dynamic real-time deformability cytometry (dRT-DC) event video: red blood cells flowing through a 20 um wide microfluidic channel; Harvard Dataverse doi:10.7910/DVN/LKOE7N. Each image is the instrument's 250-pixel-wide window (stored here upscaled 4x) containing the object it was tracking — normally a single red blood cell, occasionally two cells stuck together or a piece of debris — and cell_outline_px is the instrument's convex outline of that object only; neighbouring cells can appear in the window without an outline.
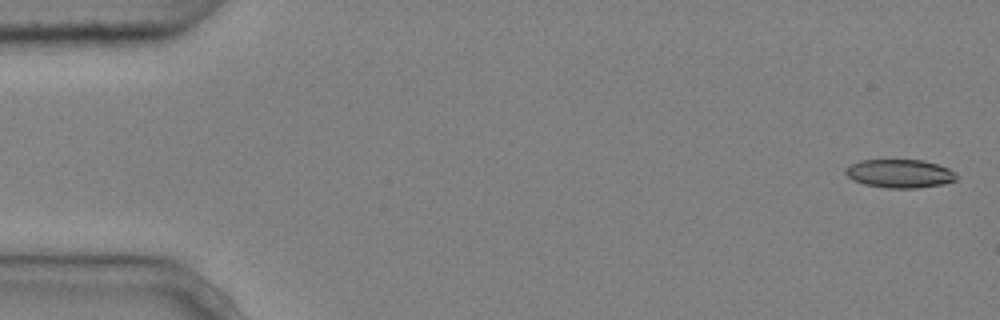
{"species": "common noctule bat (a hibernating species)", "species_latin": "Nyctalus noctula", "temperature_condition": "cold", "stored_images_in_passage": 8, "camera_frame_rate_fps": 3000, "um_per_image_px": 0.085, "animal": {"sex": "male", "body_mass_g": 20.4}, "frame": {"image": 1, "passage_image": 1, "time_ms": 0.0, "image_size_px": [1000, 320], "cell_outline_px": [[960, 176], [956, 180], [944, 184], [916, 188], [888, 188], [864, 184], [852, 180], [844, 172], [844, 168], [860, 160], [924, 160], [948, 168], [956, 172]], "centroid_in_image_um": [76.5, 14.75], "position_along_channel_um": 8.5, "area_um2": 18.55}}
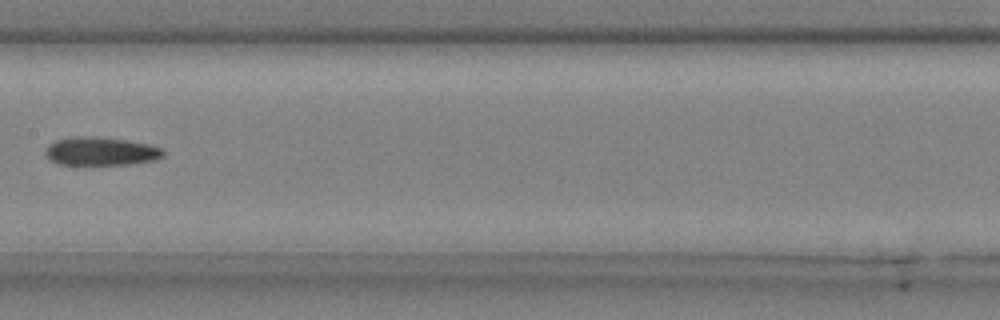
{"frame": {"image": 2, "passage_image": 7, "time_ms": 2.0, "image_size_px": [1000, 320], "cell_outline_px": [[164, 156], [156, 160], [132, 164], [56, 164], [44, 152], [48, 144], [56, 140], [72, 136], [88, 136], [128, 140], [148, 144], [160, 148], [164, 152]], "centroid_in_image_um": [8.57, 12.85], "position_along_channel_um": 198.8, "area_um2": 19.42}}
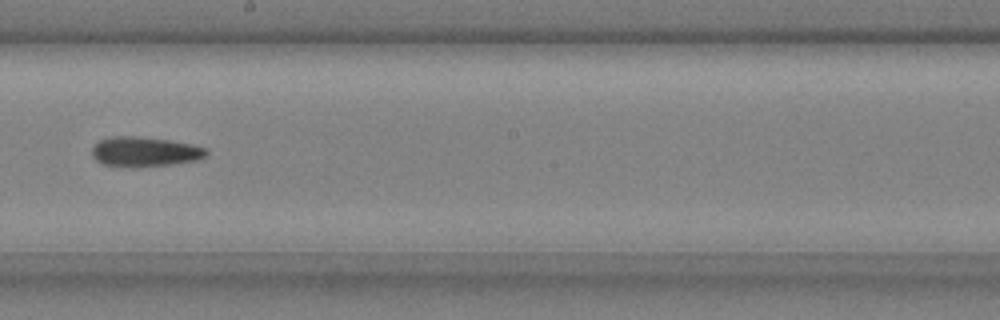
{"frame": {"image": 3, "passage_image": 8, "time_ms": 2.333, "image_size_px": [1000, 320], "cell_outline_px": [[208, 152], [204, 156], [192, 160], [168, 164], [132, 168], [104, 164], [96, 160], [92, 156], [92, 148], [100, 140], [112, 136], [136, 136], [168, 140], [192, 144], [208, 148]], "centroid_in_image_um": [12.26, 12.89], "position_along_channel_um": 235.9, "area_um2": 19.65}}